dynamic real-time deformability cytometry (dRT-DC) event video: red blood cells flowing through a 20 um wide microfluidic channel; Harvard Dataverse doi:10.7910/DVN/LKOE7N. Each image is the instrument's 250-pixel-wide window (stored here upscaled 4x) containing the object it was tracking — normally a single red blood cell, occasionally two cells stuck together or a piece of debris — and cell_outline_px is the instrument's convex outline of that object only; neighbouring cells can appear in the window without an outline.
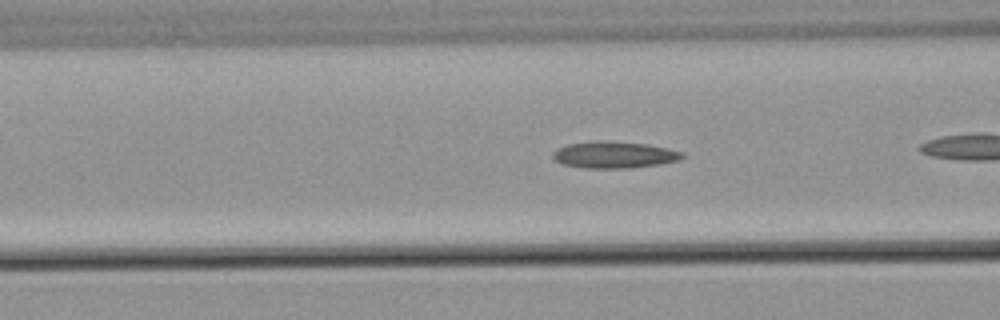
{"species": "common noctule bat (a hibernating species)", "species_latin": "Nyctalus noctula", "temperature_condition": "warm", "stored_images_in_passage": 39, "camera_frame_rate_fps": 3000, "um_per_image_px": 0.085, "animal": {"sex": "male", "body_mass_g": 21.5, "forearm_length_mm": 52.0}, "frame": {"image": 1, "passage_image": 17, "time_ms": 5.333, "image_size_px": [1000, 320], "cell_outline_px": [[684, 156], [680, 160], [660, 164], [628, 168], [584, 168], [564, 164], [552, 160], [552, 152], [556, 148], [568, 144], [592, 140], [604, 140], [644, 144], [684, 152]], "centroid_in_image_um": [52.14, 13.15], "position_along_channel_um": 114.5, "area_um2": 20.23}}